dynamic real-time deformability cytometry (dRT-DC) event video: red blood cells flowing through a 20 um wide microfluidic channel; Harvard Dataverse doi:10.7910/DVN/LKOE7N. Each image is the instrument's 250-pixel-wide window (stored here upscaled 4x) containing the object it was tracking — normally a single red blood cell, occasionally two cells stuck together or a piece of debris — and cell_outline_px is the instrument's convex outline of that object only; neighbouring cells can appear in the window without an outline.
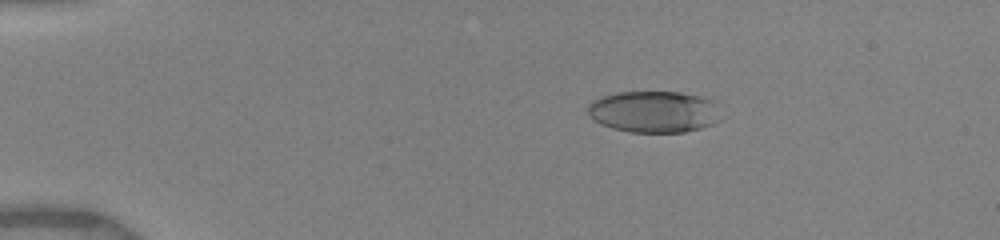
{"species": "human", "species_latin": "Homo sapiens", "temperature_condition": "warm", "stored_images_in_passage": 41, "camera_frame_rate_fps": 3000, "um_per_image_px": 0.085, "donor": {"sex": "female"}, "frame": {"image": 1, "passage_image": 13, "time_ms": 3.0, "image_size_px": [1000, 240], "cell_outline_px": [[720, 120], [712, 124], [700, 128], [684, 132], [632, 132], [612, 128], [600, 124], [592, 120], [588, 112], [588, 104], [592, 100], [600, 96], [616, 92], [680, 92], [700, 96], [712, 100], [716, 104]], "centroid_in_image_um": [55.55, 9.49], "position_along_channel_um": 29.5, "area_um2": 32.43}}
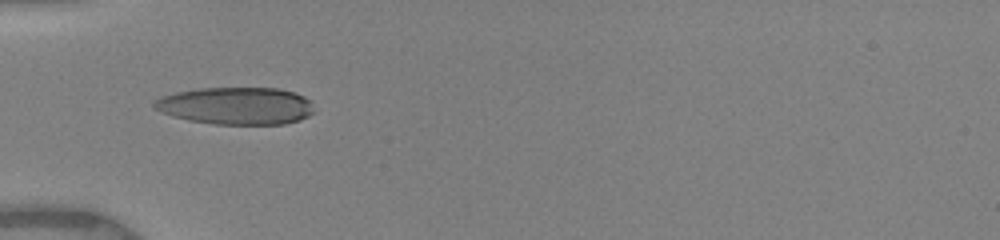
{"frame": {"image": 2, "passage_image": 32, "time_ms": 5.667, "image_size_px": [1000, 240], "cell_outline_px": [[316, 112], [300, 120], [284, 124], [216, 124], [188, 120], [172, 116], [152, 108], [152, 100], [160, 96], [176, 92], [200, 88], [280, 88], [296, 92], [312, 100]], "centroid_in_image_um": [20.09, 8.99], "position_along_channel_um": 64.9, "area_um2": 35.37}}